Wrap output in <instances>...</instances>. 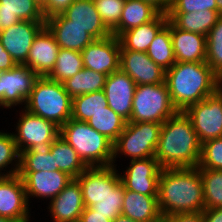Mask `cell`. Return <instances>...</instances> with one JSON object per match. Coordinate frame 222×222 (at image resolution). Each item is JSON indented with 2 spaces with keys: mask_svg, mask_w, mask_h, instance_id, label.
<instances>
[{
  "mask_svg": "<svg viewBox=\"0 0 222 222\" xmlns=\"http://www.w3.org/2000/svg\"><path fill=\"white\" fill-rule=\"evenodd\" d=\"M29 199L22 178L16 174L0 177V216L29 222Z\"/></svg>",
  "mask_w": 222,
  "mask_h": 222,
  "instance_id": "obj_15",
  "label": "cell"
},
{
  "mask_svg": "<svg viewBox=\"0 0 222 222\" xmlns=\"http://www.w3.org/2000/svg\"><path fill=\"white\" fill-rule=\"evenodd\" d=\"M108 106L104 90L72 98L71 118L87 122L95 113Z\"/></svg>",
  "mask_w": 222,
  "mask_h": 222,
  "instance_id": "obj_34",
  "label": "cell"
},
{
  "mask_svg": "<svg viewBox=\"0 0 222 222\" xmlns=\"http://www.w3.org/2000/svg\"><path fill=\"white\" fill-rule=\"evenodd\" d=\"M201 146L191 119L178 111L162 124L154 158L162 169L198 167Z\"/></svg>",
  "mask_w": 222,
  "mask_h": 222,
  "instance_id": "obj_2",
  "label": "cell"
},
{
  "mask_svg": "<svg viewBox=\"0 0 222 222\" xmlns=\"http://www.w3.org/2000/svg\"><path fill=\"white\" fill-rule=\"evenodd\" d=\"M161 12L143 0H126L120 21L111 32L118 37L121 33L154 20Z\"/></svg>",
  "mask_w": 222,
  "mask_h": 222,
  "instance_id": "obj_27",
  "label": "cell"
},
{
  "mask_svg": "<svg viewBox=\"0 0 222 222\" xmlns=\"http://www.w3.org/2000/svg\"><path fill=\"white\" fill-rule=\"evenodd\" d=\"M185 114L191 119L200 143L222 137V90L189 106Z\"/></svg>",
  "mask_w": 222,
  "mask_h": 222,
  "instance_id": "obj_8",
  "label": "cell"
},
{
  "mask_svg": "<svg viewBox=\"0 0 222 222\" xmlns=\"http://www.w3.org/2000/svg\"><path fill=\"white\" fill-rule=\"evenodd\" d=\"M126 0H94L106 28L112 32L118 25Z\"/></svg>",
  "mask_w": 222,
  "mask_h": 222,
  "instance_id": "obj_40",
  "label": "cell"
},
{
  "mask_svg": "<svg viewBox=\"0 0 222 222\" xmlns=\"http://www.w3.org/2000/svg\"><path fill=\"white\" fill-rule=\"evenodd\" d=\"M106 75L87 68L81 69L73 77L63 82L71 98L91 92L104 90Z\"/></svg>",
  "mask_w": 222,
  "mask_h": 222,
  "instance_id": "obj_30",
  "label": "cell"
},
{
  "mask_svg": "<svg viewBox=\"0 0 222 222\" xmlns=\"http://www.w3.org/2000/svg\"><path fill=\"white\" fill-rule=\"evenodd\" d=\"M125 188L120 182L111 192L108 193L100 202L91 206L96 213L106 215V218L114 220L118 215H121L123 207Z\"/></svg>",
  "mask_w": 222,
  "mask_h": 222,
  "instance_id": "obj_39",
  "label": "cell"
},
{
  "mask_svg": "<svg viewBox=\"0 0 222 222\" xmlns=\"http://www.w3.org/2000/svg\"><path fill=\"white\" fill-rule=\"evenodd\" d=\"M126 120L115 113L109 106L95 113L88 121V125L100 134L106 136L113 143L125 128Z\"/></svg>",
  "mask_w": 222,
  "mask_h": 222,
  "instance_id": "obj_33",
  "label": "cell"
},
{
  "mask_svg": "<svg viewBox=\"0 0 222 222\" xmlns=\"http://www.w3.org/2000/svg\"><path fill=\"white\" fill-rule=\"evenodd\" d=\"M163 222H204L202 212L179 213L163 218Z\"/></svg>",
  "mask_w": 222,
  "mask_h": 222,
  "instance_id": "obj_44",
  "label": "cell"
},
{
  "mask_svg": "<svg viewBox=\"0 0 222 222\" xmlns=\"http://www.w3.org/2000/svg\"><path fill=\"white\" fill-rule=\"evenodd\" d=\"M120 42L111 34L102 39H95L81 51L85 68L108 76L120 69Z\"/></svg>",
  "mask_w": 222,
  "mask_h": 222,
  "instance_id": "obj_11",
  "label": "cell"
},
{
  "mask_svg": "<svg viewBox=\"0 0 222 222\" xmlns=\"http://www.w3.org/2000/svg\"><path fill=\"white\" fill-rule=\"evenodd\" d=\"M170 35L176 62H206V36L183 31L171 21Z\"/></svg>",
  "mask_w": 222,
  "mask_h": 222,
  "instance_id": "obj_22",
  "label": "cell"
},
{
  "mask_svg": "<svg viewBox=\"0 0 222 222\" xmlns=\"http://www.w3.org/2000/svg\"><path fill=\"white\" fill-rule=\"evenodd\" d=\"M45 26L53 34L57 44L62 49L81 52L95 40L82 27L71 24V20H68L62 13L46 18Z\"/></svg>",
  "mask_w": 222,
  "mask_h": 222,
  "instance_id": "obj_21",
  "label": "cell"
},
{
  "mask_svg": "<svg viewBox=\"0 0 222 222\" xmlns=\"http://www.w3.org/2000/svg\"><path fill=\"white\" fill-rule=\"evenodd\" d=\"M165 82L174 107L183 112L220 88L219 76L206 62H176L166 70Z\"/></svg>",
  "mask_w": 222,
  "mask_h": 222,
  "instance_id": "obj_3",
  "label": "cell"
},
{
  "mask_svg": "<svg viewBox=\"0 0 222 222\" xmlns=\"http://www.w3.org/2000/svg\"><path fill=\"white\" fill-rule=\"evenodd\" d=\"M37 2V4L42 7L46 2L47 0H35Z\"/></svg>",
  "mask_w": 222,
  "mask_h": 222,
  "instance_id": "obj_52",
  "label": "cell"
},
{
  "mask_svg": "<svg viewBox=\"0 0 222 222\" xmlns=\"http://www.w3.org/2000/svg\"><path fill=\"white\" fill-rule=\"evenodd\" d=\"M157 197L125 189L121 214L136 222H163Z\"/></svg>",
  "mask_w": 222,
  "mask_h": 222,
  "instance_id": "obj_24",
  "label": "cell"
},
{
  "mask_svg": "<svg viewBox=\"0 0 222 222\" xmlns=\"http://www.w3.org/2000/svg\"><path fill=\"white\" fill-rule=\"evenodd\" d=\"M113 165L106 167H88L78 180L83 195L85 207H91L100 202L120 182V174Z\"/></svg>",
  "mask_w": 222,
  "mask_h": 222,
  "instance_id": "obj_12",
  "label": "cell"
},
{
  "mask_svg": "<svg viewBox=\"0 0 222 222\" xmlns=\"http://www.w3.org/2000/svg\"><path fill=\"white\" fill-rule=\"evenodd\" d=\"M162 124L157 122H126L125 128L113 145V166L118 154L131 160L154 157Z\"/></svg>",
  "mask_w": 222,
  "mask_h": 222,
  "instance_id": "obj_7",
  "label": "cell"
},
{
  "mask_svg": "<svg viewBox=\"0 0 222 222\" xmlns=\"http://www.w3.org/2000/svg\"><path fill=\"white\" fill-rule=\"evenodd\" d=\"M113 222H136L132 219H130L129 217L127 216H124V215H118L114 220Z\"/></svg>",
  "mask_w": 222,
  "mask_h": 222,
  "instance_id": "obj_49",
  "label": "cell"
},
{
  "mask_svg": "<svg viewBox=\"0 0 222 222\" xmlns=\"http://www.w3.org/2000/svg\"><path fill=\"white\" fill-rule=\"evenodd\" d=\"M24 109L53 122L60 128L71 119L72 98L66 92L63 83L39 76Z\"/></svg>",
  "mask_w": 222,
  "mask_h": 222,
  "instance_id": "obj_5",
  "label": "cell"
},
{
  "mask_svg": "<svg viewBox=\"0 0 222 222\" xmlns=\"http://www.w3.org/2000/svg\"><path fill=\"white\" fill-rule=\"evenodd\" d=\"M62 14L71 20V24L82 27L95 39L106 38L112 34L103 24L94 0H74Z\"/></svg>",
  "mask_w": 222,
  "mask_h": 222,
  "instance_id": "obj_23",
  "label": "cell"
},
{
  "mask_svg": "<svg viewBox=\"0 0 222 222\" xmlns=\"http://www.w3.org/2000/svg\"><path fill=\"white\" fill-rule=\"evenodd\" d=\"M53 222H78L85 209L81 186L73 178L66 187L50 200L49 208Z\"/></svg>",
  "mask_w": 222,
  "mask_h": 222,
  "instance_id": "obj_20",
  "label": "cell"
},
{
  "mask_svg": "<svg viewBox=\"0 0 222 222\" xmlns=\"http://www.w3.org/2000/svg\"><path fill=\"white\" fill-rule=\"evenodd\" d=\"M170 20L177 28L199 33L207 37L211 28L221 16L217 11L203 10L189 13H167Z\"/></svg>",
  "mask_w": 222,
  "mask_h": 222,
  "instance_id": "obj_28",
  "label": "cell"
},
{
  "mask_svg": "<svg viewBox=\"0 0 222 222\" xmlns=\"http://www.w3.org/2000/svg\"><path fill=\"white\" fill-rule=\"evenodd\" d=\"M178 112L174 107L166 82L136 85L129 122L163 124Z\"/></svg>",
  "mask_w": 222,
  "mask_h": 222,
  "instance_id": "obj_6",
  "label": "cell"
},
{
  "mask_svg": "<svg viewBox=\"0 0 222 222\" xmlns=\"http://www.w3.org/2000/svg\"><path fill=\"white\" fill-rule=\"evenodd\" d=\"M136 88L134 80L121 69L106 77L104 92L108 106L126 121L130 120L133 97Z\"/></svg>",
  "mask_w": 222,
  "mask_h": 222,
  "instance_id": "obj_17",
  "label": "cell"
},
{
  "mask_svg": "<svg viewBox=\"0 0 222 222\" xmlns=\"http://www.w3.org/2000/svg\"><path fill=\"white\" fill-rule=\"evenodd\" d=\"M50 152L54 168L67 173L72 178H77L88 168L72 146L60 136L52 142Z\"/></svg>",
  "mask_w": 222,
  "mask_h": 222,
  "instance_id": "obj_29",
  "label": "cell"
},
{
  "mask_svg": "<svg viewBox=\"0 0 222 222\" xmlns=\"http://www.w3.org/2000/svg\"><path fill=\"white\" fill-rule=\"evenodd\" d=\"M45 21H24L0 32V41L17 65L26 63L29 50Z\"/></svg>",
  "mask_w": 222,
  "mask_h": 222,
  "instance_id": "obj_13",
  "label": "cell"
},
{
  "mask_svg": "<svg viewBox=\"0 0 222 222\" xmlns=\"http://www.w3.org/2000/svg\"><path fill=\"white\" fill-rule=\"evenodd\" d=\"M60 137L72 146L87 167L113 164L114 143L87 122L69 119L60 127Z\"/></svg>",
  "mask_w": 222,
  "mask_h": 222,
  "instance_id": "obj_4",
  "label": "cell"
},
{
  "mask_svg": "<svg viewBox=\"0 0 222 222\" xmlns=\"http://www.w3.org/2000/svg\"><path fill=\"white\" fill-rule=\"evenodd\" d=\"M161 166L154 157L131 160L124 175L120 174L125 189L144 194L158 196V181Z\"/></svg>",
  "mask_w": 222,
  "mask_h": 222,
  "instance_id": "obj_14",
  "label": "cell"
},
{
  "mask_svg": "<svg viewBox=\"0 0 222 222\" xmlns=\"http://www.w3.org/2000/svg\"><path fill=\"white\" fill-rule=\"evenodd\" d=\"M24 21H45L35 0H0V32Z\"/></svg>",
  "mask_w": 222,
  "mask_h": 222,
  "instance_id": "obj_25",
  "label": "cell"
},
{
  "mask_svg": "<svg viewBox=\"0 0 222 222\" xmlns=\"http://www.w3.org/2000/svg\"><path fill=\"white\" fill-rule=\"evenodd\" d=\"M150 4H152L154 7H156L161 13H168L172 0H143Z\"/></svg>",
  "mask_w": 222,
  "mask_h": 222,
  "instance_id": "obj_48",
  "label": "cell"
},
{
  "mask_svg": "<svg viewBox=\"0 0 222 222\" xmlns=\"http://www.w3.org/2000/svg\"><path fill=\"white\" fill-rule=\"evenodd\" d=\"M202 213L204 222H222V207L204 209Z\"/></svg>",
  "mask_w": 222,
  "mask_h": 222,
  "instance_id": "obj_47",
  "label": "cell"
},
{
  "mask_svg": "<svg viewBox=\"0 0 222 222\" xmlns=\"http://www.w3.org/2000/svg\"><path fill=\"white\" fill-rule=\"evenodd\" d=\"M0 222H17V221L12 220V219L7 218V217H1L0 216Z\"/></svg>",
  "mask_w": 222,
  "mask_h": 222,
  "instance_id": "obj_51",
  "label": "cell"
},
{
  "mask_svg": "<svg viewBox=\"0 0 222 222\" xmlns=\"http://www.w3.org/2000/svg\"><path fill=\"white\" fill-rule=\"evenodd\" d=\"M146 53L165 71L176 63L170 35V20L155 36Z\"/></svg>",
  "mask_w": 222,
  "mask_h": 222,
  "instance_id": "obj_32",
  "label": "cell"
},
{
  "mask_svg": "<svg viewBox=\"0 0 222 222\" xmlns=\"http://www.w3.org/2000/svg\"><path fill=\"white\" fill-rule=\"evenodd\" d=\"M120 69L127 73L136 85L165 82L166 71L149 58L146 52L120 48Z\"/></svg>",
  "mask_w": 222,
  "mask_h": 222,
  "instance_id": "obj_16",
  "label": "cell"
},
{
  "mask_svg": "<svg viewBox=\"0 0 222 222\" xmlns=\"http://www.w3.org/2000/svg\"><path fill=\"white\" fill-rule=\"evenodd\" d=\"M198 168L222 170V137L202 143Z\"/></svg>",
  "mask_w": 222,
  "mask_h": 222,
  "instance_id": "obj_41",
  "label": "cell"
},
{
  "mask_svg": "<svg viewBox=\"0 0 222 222\" xmlns=\"http://www.w3.org/2000/svg\"><path fill=\"white\" fill-rule=\"evenodd\" d=\"M206 63L219 77L222 75V15L207 35Z\"/></svg>",
  "mask_w": 222,
  "mask_h": 222,
  "instance_id": "obj_37",
  "label": "cell"
},
{
  "mask_svg": "<svg viewBox=\"0 0 222 222\" xmlns=\"http://www.w3.org/2000/svg\"><path fill=\"white\" fill-rule=\"evenodd\" d=\"M16 65L17 64L12 59L10 54L5 50V48L3 47V45L0 41V72L12 69Z\"/></svg>",
  "mask_w": 222,
  "mask_h": 222,
  "instance_id": "obj_46",
  "label": "cell"
},
{
  "mask_svg": "<svg viewBox=\"0 0 222 222\" xmlns=\"http://www.w3.org/2000/svg\"><path fill=\"white\" fill-rule=\"evenodd\" d=\"M73 1L74 0H47L41 7L44 17L48 18L52 15L62 13Z\"/></svg>",
  "mask_w": 222,
  "mask_h": 222,
  "instance_id": "obj_43",
  "label": "cell"
},
{
  "mask_svg": "<svg viewBox=\"0 0 222 222\" xmlns=\"http://www.w3.org/2000/svg\"><path fill=\"white\" fill-rule=\"evenodd\" d=\"M24 183L27 198L30 196L53 199L73 179L67 173L56 171L18 172Z\"/></svg>",
  "mask_w": 222,
  "mask_h": 222,
  "instance_id": "obj_18",
  "label": "cell"
},
{
  "mask_svg": "<svg viewBox=\"0 0 222 222\" xmlns=\"http://www.w3.org/2000/svg\"><path fill=\"white\" fill-rule=\"evenodd\" d=\"M158 205L163 218L205 209L198 167L163 168L158 181Z\"/></svg>",
  "mask_w": 222,
  "mask_h": 222,
  "instance_id": "obj_1",
  "label": "cell"
},
{
  "mask_svg": "<svg viewBox=\"0 0 222 222\" xmlns=\"http://www.w3.org/2000/svg\"><path fill=\"white\" fill-rule=\"evenodd\" d=\"M205 209L222 207V170L199 169Z\"/></svg>",
  "mask_w": 222,
  "mask_h": 222,
  "instance_id": "obj_36",
  "label": "cell"
},
{
  "mask_svg": "<svg viewBox=\"0 0 222 222\" xmlns=\"http://www.w3.org/2000/svg\"><path fill=\"white\" fill-rule=\"evenodd\" d=\"M79 222H113V220L106 218V215L96 213L91 207H85Z\"/></svg>",
  "mask_w": 222,
  "mask_h": 222,
  "instance_id": "obj_45",
  "label": "cell"
},
{
  "mask_svg": "<svg viewBox=\"0 0 222 222\" xmlns=\"http://www.w3.org/2000/svg\"><path fill=\"white\" fill-rule=\"evenodd\" d=\"M52 143L34 145L30 150L20 153L19 172L56 171L50 152Z\"/></svg>",
  "mask_w": 222,
  "mask_h": 222,
  "instance_id": "obj_31",
  "label": "cell"
},
{
  "mask_svg": "<svg viewBox=\"0 0 222 222\" xmlns=\"http://www.w3.org/2000/svg\"><path fill=\"white\" fill-rule=\"evenodd\" d=\"M167 22V14L160 13L154 20L121 33L118 36L120 46L125 50L147 52L149 45Z\"/></svg>",
  "mask_w": 222,
  "mask_h": 222,
  "instance_id": "obj_26",
  "label": "cell"
},
{
  "mask_svg": "<svg viewBox=\"0 0 222 222\" xmlns=\"http://www.w3.org/2000/svg\"><path fill=\"white\" fill-rule=\"evenodd\" d=\"M217 5V12L222 15V0H215Z\"/></svg>",
  "mask_w": 222,
  "mask_h": 222,
  "instance_id": "obj_50",
  "label": "cell"
},
{
  "mask_svg": "<svg viewBox=\"0 0 222 222\" xmlns=\"http://www.w3.org/2000/svg\"><path fill=\"white\" fill-rule=\"evenodd\" d=\"M217 11L215 0H172L168 13H189L194 11Z\"/></svg>",
  "mask_w": 222,
  "mask_h": 222,
  "instance_id": "obj_42",
  "label": "cell"
},
{
  "mask_svg": "<svg viewBox=\"0 0 222 222\" xmlns=\"http://www.w3.org/2000/svg\"><path fill=\"white\" fill-rule=\"evenodd\" d=\"M17 159V160H16ZM15 162L14 167L10 171L3 172L2 170ZM17 163V164H16ZM20 169V153L17 149L13 133L0 132V177H7L18 174ZM5 173V174H4Z\"/></svg>",
  "mask_w": 222,
  "mask_h": 222,
  "instance_id": "obj_38",
  "label": "cell"
},
{
  "mask_svg": "<svg viewBox=\"0 0 222 222\" xmlns=\"http://www.w3.org/2000/svg\"><path fill=\"white\" fill-rule=\"evenodd\" d=\"M59 49L55 37L45 26L35 37L24 65L47 77L55 66Z\"/></svg>",
  "mask_w": 222,
  "mask_h": 222,
  "instance_id": "obj_19",
  "label": "cell"
},
{
  "mask_svg": "<svg viewBox=\"0 0 222 222\" xmlns=\"http://www.w3.org/2000/svg\"><path fill=\"white\" fill-rule=\"evenodd\" d=\"M21 113L16 127L17 134L13 133L19 153L37 144L52 143L60 136V128L53 122L31 114L24 108Z\"/></svg>",
  "mask_w": 222,
  "mask_h": 222,
  "instance_id": "obj_10",
  "label": "cell"
},
{
  "mask_svg": "<svg viewBox=\"0 0 222 222\" xmlns=\"http://www.w3.org/2000/svg\"><path fill=\"white\" fill-rule=\"evenodd\" d=\"M39 75L26 65H16L14 68L0 73V106L12 108L29 99L35 81Z\"/></svg>",
  "mask_w": 222,
  "mask_h": 222,
  "instance_id": "obj_9",
  "label": "cell"
},
{
  "mask_svg": "<svg viewBox=\"0 0 222 222\" xmlns=\"http://www.w3.org/2000/svg\"><path fill=\"white\" fill-rule=\"evenodd\" d=\"M83 68L81 52L60 48L55 66L47 77L50 80L63 83Z\"/></svg>",
  "mask_w": 222,
  "mask_h": 222,
  "instance_id": "obj_35",
  "label": "cell"
},
{
  "mask_svg": "<svg viewBox=\"0 0 222 222\" xmlns=\"http://www.w3.org/2000/svg\"><path fill=\"white\" fill-rule=\"evenodd\" d=\"M219 79H220V88L222 90V75L219 77Z\"/></svg>",
  "mask_w": 222,
  "mask_h": 222,
  "instance_id": "obj_53",
  "label": "cell"
}]
</instances>
